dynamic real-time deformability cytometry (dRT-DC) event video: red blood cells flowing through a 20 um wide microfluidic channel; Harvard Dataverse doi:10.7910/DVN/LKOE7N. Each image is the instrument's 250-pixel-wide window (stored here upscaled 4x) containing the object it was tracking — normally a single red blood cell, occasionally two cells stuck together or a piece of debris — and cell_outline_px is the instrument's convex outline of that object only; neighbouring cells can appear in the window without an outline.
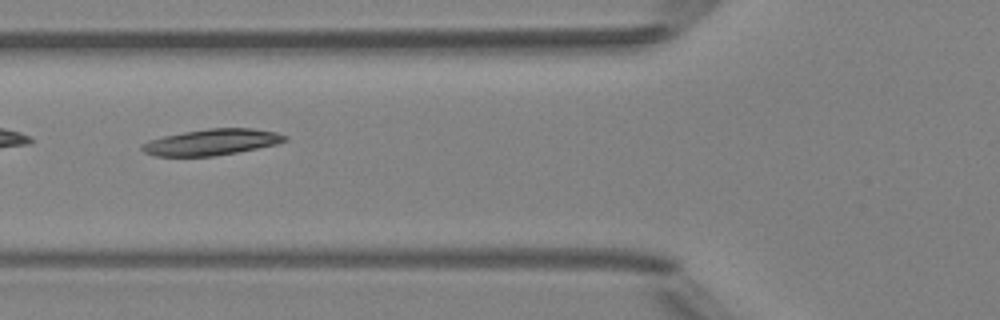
{"species": "Egyptian fruit bat (a non-hibernating species)", "species_latin": "Rousettus aegyptiacus", "temperature_condition": "room temperature", "stored_images_in_passage": 7, "camera_frame_rate_fps": 3000, "um_per_image_px": 0.085, "animal": {"sex": "female"}, "frame": {"image": 1, "passage_image": 6, "time_ms": 6.0, "image_size_px": [1000, 320], "cell_outline_px": [[288, 140], [276, 144], [236, 152], [212, 156], [156, 156], [144, 152], [140, 148], [140, 144], [148, 140], [164, 136], [184, 132], [208, 128], [252, 128], [276, 132], [288, 136]], "centroid_in_image_um": [17.97, 12.07], "position_along_channel_um": 107.8, "area_um2": 21.68}}
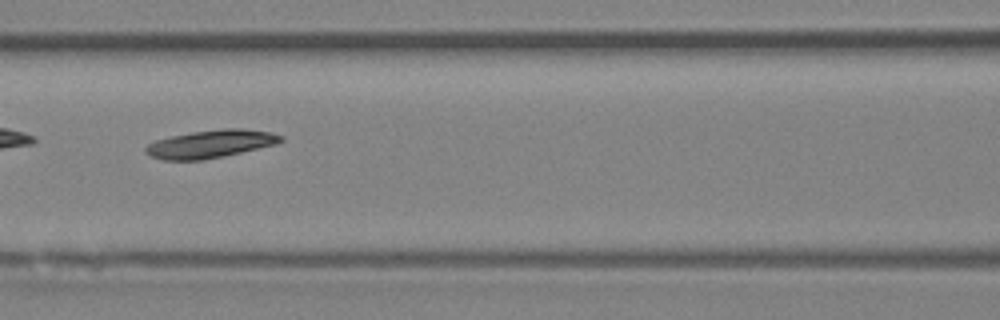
{"frame": {"image": 2, "passage_image": 7, "time_ms": 7.0, "image_size_px": [1000, 320], "cell_outline_px": [[284, 140], [276, 144], [224, 156], [204, 160], [164, 160], [152, 156], [144, 152], [144, 148], [148, 144], [156, 140], [172, 136], [192, 132], [224, 128], [244, 128], [272, 132], [284, 136]], "centroid_in_image_um": [17.93, 12.23], "position_along_channel_um": 148.7, "area_um2": 22.02}}